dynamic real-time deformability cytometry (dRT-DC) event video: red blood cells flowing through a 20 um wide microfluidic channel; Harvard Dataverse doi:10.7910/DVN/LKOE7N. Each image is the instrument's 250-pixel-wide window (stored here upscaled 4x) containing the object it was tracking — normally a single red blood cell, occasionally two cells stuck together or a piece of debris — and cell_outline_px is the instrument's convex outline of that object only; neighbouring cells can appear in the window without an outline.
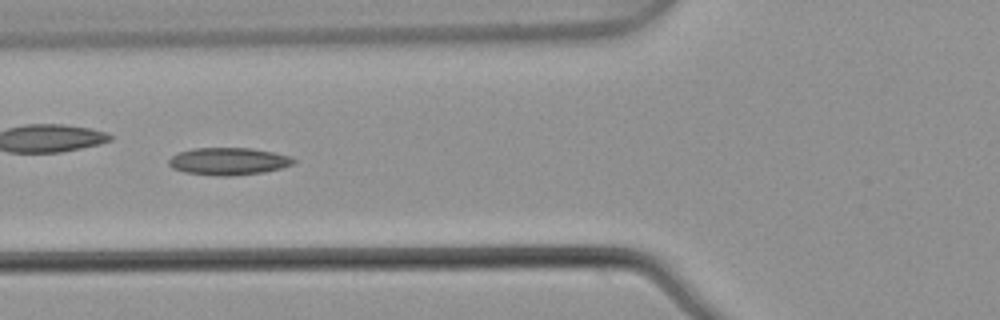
{"species": "common noctule bat (a hibernating species)", "species_latin": "Nyctalus noctula", "temperature_condition": "warm", "stored_images_in_passage": 6, "camera_frame_rate_fps": 3000, "um_per_image_px": 0.085, "animal": {"sex": "male", "body_mass_g": 21.5, "forearm_length_mm": 52.0}, "frame": {"image": 1, "passage_image": 5, "time_ms": 1.333, "image_size_px": [1000, 320], "cell_outline_px": [[296, 160], [292, 164], [280, 168], [264, 172], [232, 176], [220, 176], [184, 172], [172, 168], [168, 164], [168, 160], [172, 156], [180, 152], [192, 148], [252, 148], [292, 156]], "centroid_in_image_um": [19.41, 13.71], "position_along_channel_um": 106.4, "area_um2": 19.88}}
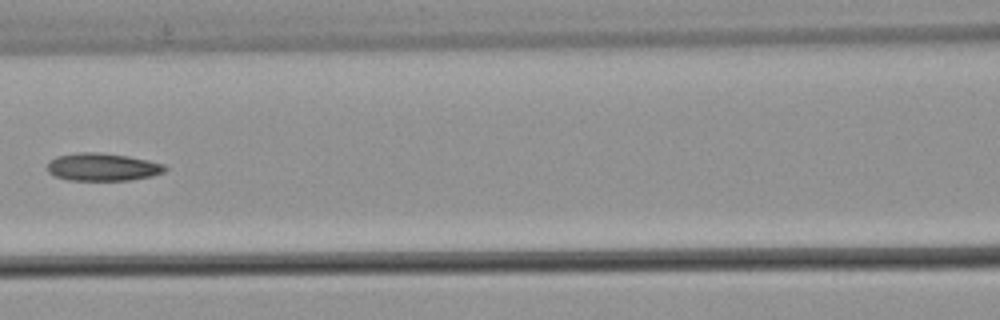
{"frame": {"image": 2, "passage_image": 6, "time_ms": 1.667, "image_size_px": [1000, 320], "cell_outline_px": [[168, 168], [164, 172], [152, 176], [128, 180], [68, 180], [56, 176], [48, 172], [48, 164], [56, 156], [80, 152], [100, 152], [128, 156], [148, 160], [164, 164]], "centroid_in_image_um": [8.74, 14.19], "position_along_channel_um": 157.9, "area_um2": 18.96}}